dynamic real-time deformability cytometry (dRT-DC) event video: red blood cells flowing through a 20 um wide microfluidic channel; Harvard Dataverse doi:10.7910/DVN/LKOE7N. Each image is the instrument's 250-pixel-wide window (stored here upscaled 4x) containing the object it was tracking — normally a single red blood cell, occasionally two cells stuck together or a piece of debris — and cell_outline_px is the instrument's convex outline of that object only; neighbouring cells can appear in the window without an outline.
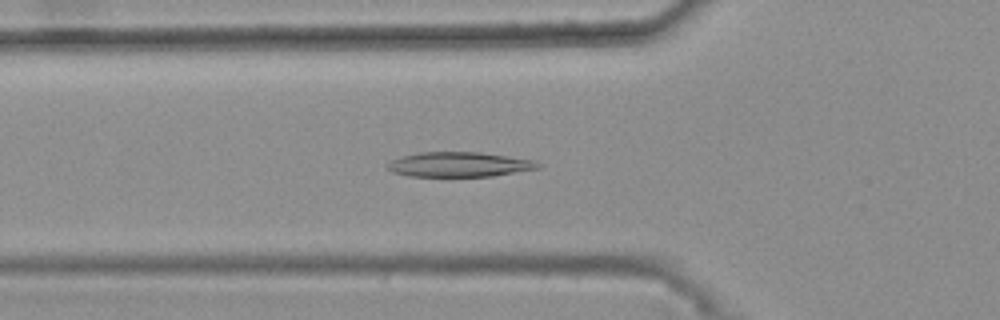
{"species": "common noctule bat (a hibernating species)", "species_latin": "Nyctalus noctula", "temperature_condition": "warm", "stored_images_in_passage": 47, "camera_frame_rate_fps": 3000, "um_per_image_px": 0.085, "animal": {"sex": "female", "body_mass_g": 25.1}, "frame": {"image": 1, "passage_image": 19, "time_ms": 6.0, "image_size_px": [1000, 320], "cell_outline_px": [[540, 168], [492, 176], [408, 176], [392, 172], [388, 168], [388, 164], [392, 160], [404, 156], [420, 152], [480, 152], [536, 160], [540, 164]], "centroid_in_image_um": [39.07, 13.98], "position_along_channel_um": 86.7, "area_um2": 21.62}}
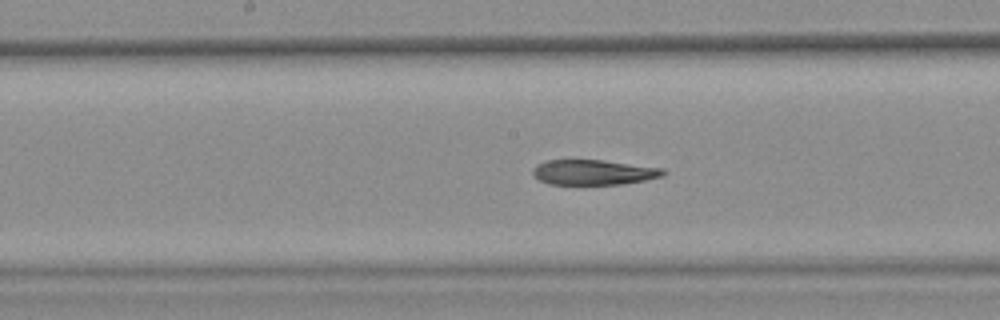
{"frame": {"image": 2, "passage_image": 28, "time_ms": 9.0, "image_size_px": [1000, 320], "cell_outline_px": [[664, 176], [644, 180], [620, 184], [548, 184], [532, 176], [532, 168], [536, 164], [544, 160], [604, 160], [664, 168]], "centroid_in_image_um": [50.4, 14.63], "position_along_channel_um": 197.8, "area_um2": 19.19}}
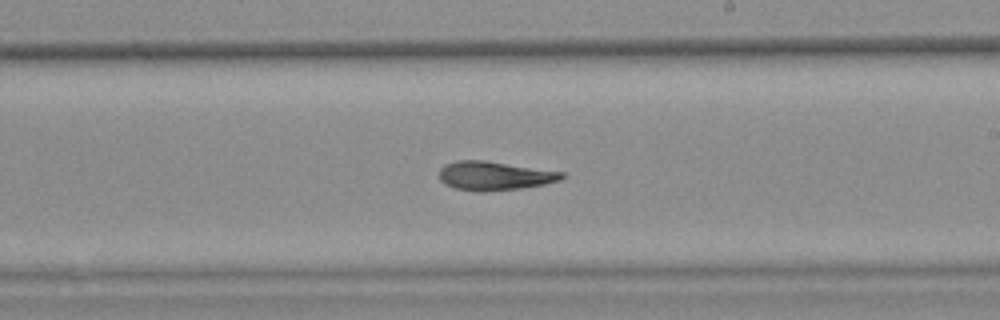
{"frame": {"image": 3, "passage_image": 32, "time_ms": 10.333, "image_size_px": [1000, 320], "cell_outline_px": [[568, 176], [560, 180], [544, 184], [524, 188], [484, 192], [472, 192], [452, 188], [444, 184], [440, 180], [440, 168], [444, 164], [456, 160], [484, 160], [564, 172]], "centroid_in_image_um": [42.01, 14.95], "position_along_channel_um": 247.0, "area_um2": 21.04}, "authors_computed_cell_mechanics": {"area_um2": 21.2126, "velocity_mm_per_s": 3.6968, "shape_relaxation_time_tau1_ms": null, "shape_relaxation_time_tau2_ms": 4.9356, "deformation_change_tau1": null, "deformation_change_tau2": 0.1404}}